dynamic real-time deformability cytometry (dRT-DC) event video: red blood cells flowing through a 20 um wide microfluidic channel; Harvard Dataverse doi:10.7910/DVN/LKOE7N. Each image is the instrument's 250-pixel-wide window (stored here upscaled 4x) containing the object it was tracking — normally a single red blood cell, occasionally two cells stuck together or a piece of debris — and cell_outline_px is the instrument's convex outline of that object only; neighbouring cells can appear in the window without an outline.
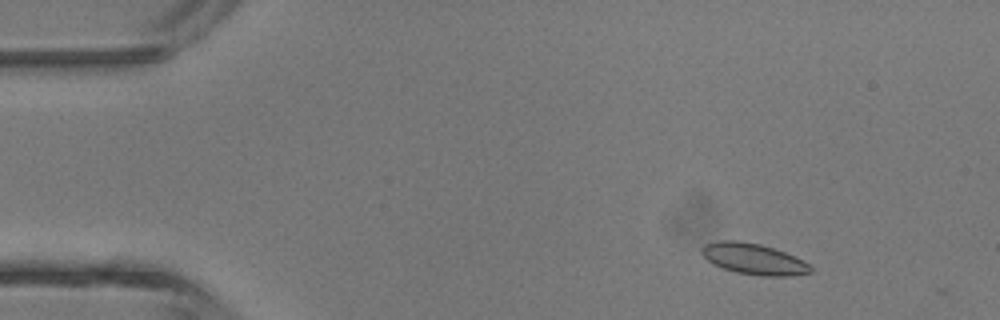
{"species": "common noctule bat (a hibernating species)", "species_latin": "Nyctalus noctula", "temperature_condition": "room temperature", "stored_images_in_passage": 4, "camera_frame_rate_fps": 3000, "um_per_image_px": 0.085, "animal": {"sex": "male", "body_mass_g": 13.3}, "frame": {"image": 1, "passage_image": 2, "time_ms": 1.333, "image_size_px": [1000, 320], "cell_outline_px": [[812, 272], [788, 276], [764, 276], [736, 272], [712, 264], [700, 252], [700, 248], [704, 244], [720, 240], [740, 240], [760, 244], [784, 252], [808, 264], [812, 268]], "centroid_in_image_um": [64.0, 22.0], "position_along_channel_um": 21.0, "area_um2": 19.48}}